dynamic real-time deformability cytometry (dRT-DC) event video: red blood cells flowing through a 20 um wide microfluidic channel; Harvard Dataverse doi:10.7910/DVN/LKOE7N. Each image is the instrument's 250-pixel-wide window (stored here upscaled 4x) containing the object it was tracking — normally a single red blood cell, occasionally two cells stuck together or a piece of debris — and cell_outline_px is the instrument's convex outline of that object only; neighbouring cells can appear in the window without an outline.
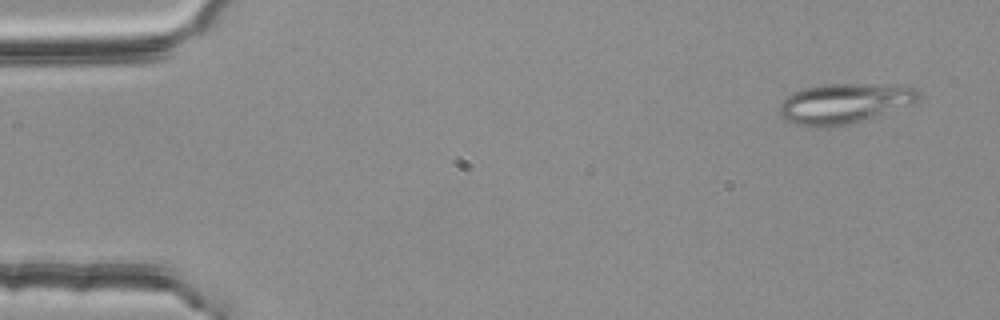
{"species": "common noctule bat (a hibernating species)", "species_latin": "Nyctalus noctula", "temperature_condition": "room temperature", "stored_images_in_passage": 4, "camera_frame_rate_fps": 3000, "um_per_image_px": 0.085, "animal": {"sex": "female", "body_mass_g": 25.1}, "frame": {"image": 1, "passage_image": 1, "time_ms": 0.0, "image_size_px": [1000, 320], "cell_outline_px": [[920, 96], [916, 104], [844, 124], [824, 128], [800, 124], [784, 120], [780, 116], [780, 104], [792, 92], [804, 88], [820, 84], [912, 84], [920, 92]], "centroid_in_image_um": [71.84, 8.75], "position_along_channel_um": 13.2, "area_um2": 32.6}}